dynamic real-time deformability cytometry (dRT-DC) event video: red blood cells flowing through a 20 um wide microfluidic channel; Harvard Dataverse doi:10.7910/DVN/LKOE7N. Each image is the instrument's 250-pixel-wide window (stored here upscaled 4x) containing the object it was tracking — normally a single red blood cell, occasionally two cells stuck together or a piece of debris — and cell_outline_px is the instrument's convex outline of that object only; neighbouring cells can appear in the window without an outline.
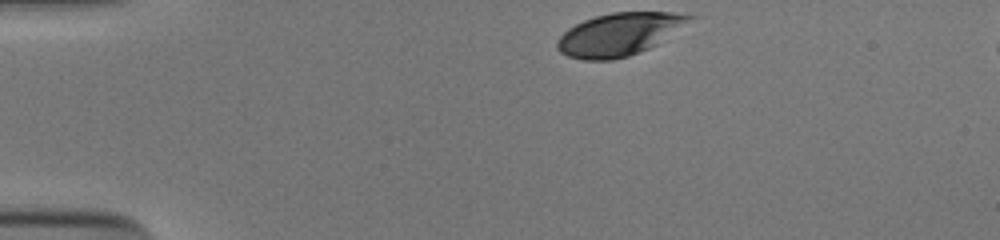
{"species": "human", "species_latin": "Homo sapiens", "temperature_condition": "cold", "stored_images_in_passage": 34, "camera_frame_rate_fps": 3000, "um_per_image_px": 0.085, "donor": {"sex": "male"}, "frame": {"image": 1, "passage_image": 1, "time_ms": 0.0, "image_size_px": [1000, 240], "cell_outline_px": [[704, 16], [660, 44], [628, 56], [612, 60], [584, 60], [568, 56], [560, 52], [556, 48], [556, 40], [568, 28], [584, 20], [596, 16], [612, 12], [672, 12]], "centroid_in_image_um": [52.79, 2.9], "position_along_channel_um": 32.2, "area_um2": 33.87}}
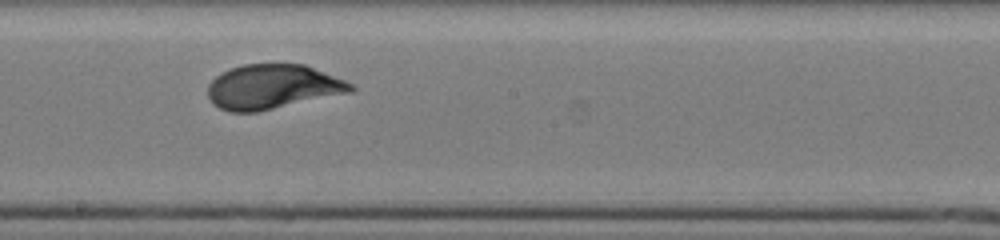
{"frame": {"image": 2, "passage_image": 21, "time_ms": 6.667, "image_size_px": [1000, 240], "cell_outline_px": [[356, 88], [352, 92], [256, 112], [228, 112], [212, 104], [208, 96], [208, 84], [216, 76], [232, 68], [244, 64], [304, 64], [356, 84]], "centroid_in_image_um": [23.19, 7.38], "position_along_channel_um": 225.0, "area_um2": 37.17}}
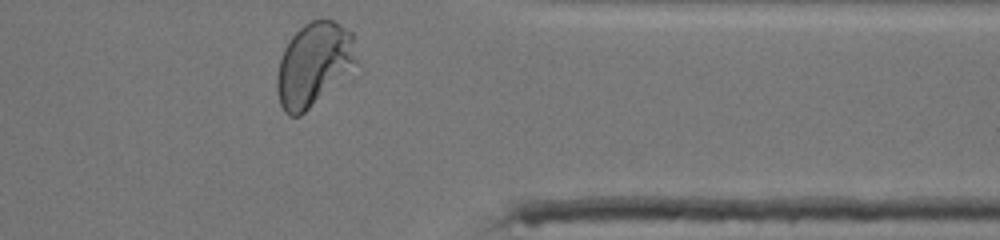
{"frame": {"image": 3, "passage_image": 34, "time_ms": 11.0, "image_size_px": [1000, 240], "cell_outline_px": [[364, 72], [360, 76], [300, 116], [288, 116], [284, 112], [280, 104], [276, 88], [276, 76], [280, 60], [284, 48], [292, 36], [304, 24], [312, 20], [332, 20], [340, 24], [352, 32], [364, 68]], "centroid_in_image_um": [26.89, 5.58], "position_along_channel_um": 384.5, "area_um2": 42.25}, "authors_computed_cell_mechanics": {"area_um2": 37.1654, "velocity_mm_per_s": 3.8705, "shape_relaxation_time_tau1_ms": 2.6227, "shape_relaxation_time_tau2_ms": null, "deformation_change_tau1": 0.1547, "deformation_change_tau2": null}}